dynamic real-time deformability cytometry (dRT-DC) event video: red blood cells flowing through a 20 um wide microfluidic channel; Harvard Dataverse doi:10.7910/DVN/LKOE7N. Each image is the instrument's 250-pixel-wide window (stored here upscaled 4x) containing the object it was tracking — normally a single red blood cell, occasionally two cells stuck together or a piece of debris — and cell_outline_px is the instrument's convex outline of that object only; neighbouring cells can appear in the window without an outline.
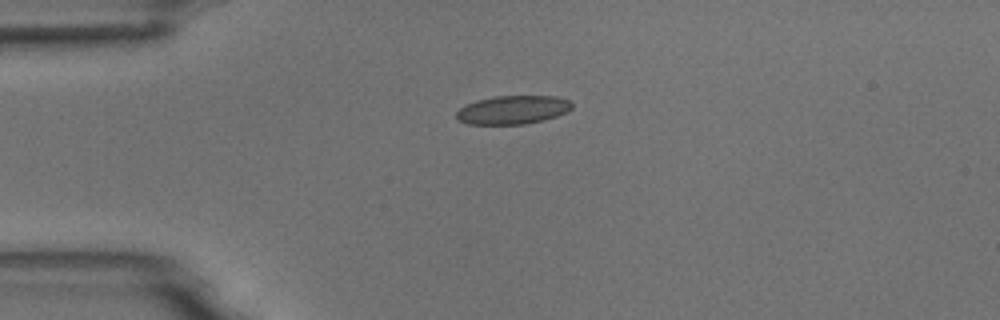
{"species": "common noctule bat (a hibernating species)", "species_latin": "Nyctalus noctula", "temperature_condition": "room temperature", "stored_images_in_passage": 1, "camera_frame_rate_fps": 3000, "um_per_image_px": 0.085, "animal": {"sex": "male", "body_mass_g": 18.8}, "frame": {"image": 1, "passage_image": 1, "time_ms": 0.0, "image_size_px": [1000, 320], "cell_outline_px": [[572, 108], [568, 112], [544, 120], [524, 124], [468, 124], [460, 120], [456, 116], [456, 112], [460, 108], [476, 100], [496, 96], [556, 96], [568, 100], [572, 104]], "centroid_in_image_um": [43.61, 9.33], "position_along_channel_um": 41.4, "area_um2": 19.13}}